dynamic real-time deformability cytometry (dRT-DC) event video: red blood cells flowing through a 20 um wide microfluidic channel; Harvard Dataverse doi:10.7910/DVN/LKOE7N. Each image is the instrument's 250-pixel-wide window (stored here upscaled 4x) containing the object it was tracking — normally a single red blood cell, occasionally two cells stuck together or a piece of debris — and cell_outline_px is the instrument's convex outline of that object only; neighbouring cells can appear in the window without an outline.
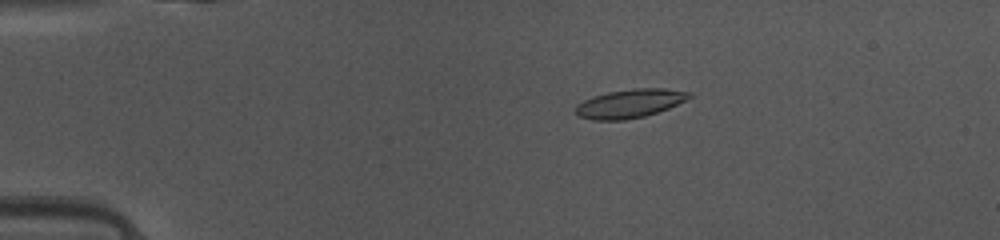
{"species": "common noctule bat (a hibernating species)", "species_latin": "Nyctalus noctula", "temperature_condition": "warm", "stored_images_in_passage": 49, "camera_frame_rate_fps": 3000, "um_per_image_px": 0.085, "animal": {"sex": "female", "body_mass_g": 10.0, "forearm_length_mm": 53.1}, "frame": {"image": 1, "passage_image": 10, "time_ms": 3.0, "image_size_px": [1000, 240], "cell_outline_px": [[692, 96], [668, 108], [644, 116], [624, 120], [592, 120], [576, 116], [576, 104], [592, 96], [608, 92], [636, 88], [664, 88], [688, 92]], "centroid_in_image_um": [53.46, 8.8], "position_along_channel_um": 31.5, "area_um2": 18.79}}
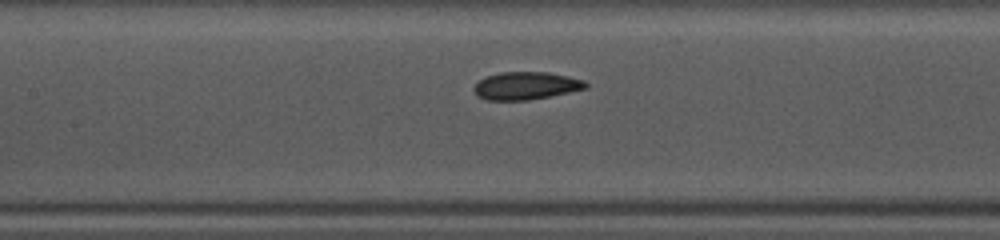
{"frame": {"image": 2, "passage_image": 23, "time_ms": 7.333, "image_size_px": [1000, 240], "cell_outline_px": [[588, 88], [528, 100], [488, 100], [476, 96], [472, 88], [484, 76], [500, 72], [548, 72], [568, 76], [584, 80], [588, 84]], "centroid_in_image_um": [44.68, 7.28], "position_along_channel_um": 162.7, "area_um2": 18.09}}
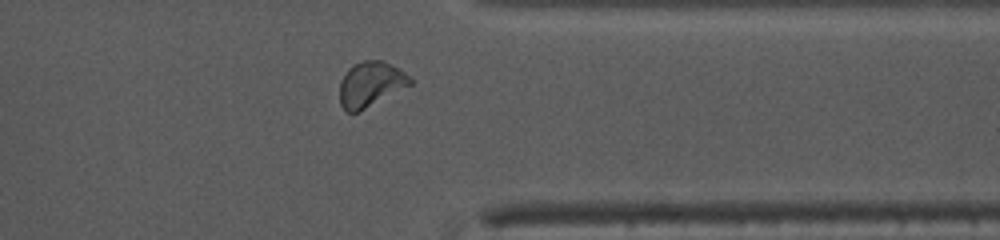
{"frame": {"image": 3, "passage_image": 39, "time_ms": 12.667, "image_size_px": [1000, 240], "cell_outline_px": [[412, 84], [360, 112], [344, 112], [340, 104], [340, 80], [348, 68], [352, 64], [364, 60], [384, 60], [404, 72], [412, 80]], "centroid_in_image_um": [31.47, 7.17], "position_along_channel_um": 379.9, "area_um2": 18.73}, "authors_computed_cell_mechanics": {"area_um2": 18.1492, "velocity_mm_per_s": 4.13, "shape_relaxation_time_tau1_ms": 3.7278, "shape_relaxation_time_tau2_ms": 1.7089, "deformation_change_tau1": 0.1412, "deformation_change_tau2": 0.0708}}